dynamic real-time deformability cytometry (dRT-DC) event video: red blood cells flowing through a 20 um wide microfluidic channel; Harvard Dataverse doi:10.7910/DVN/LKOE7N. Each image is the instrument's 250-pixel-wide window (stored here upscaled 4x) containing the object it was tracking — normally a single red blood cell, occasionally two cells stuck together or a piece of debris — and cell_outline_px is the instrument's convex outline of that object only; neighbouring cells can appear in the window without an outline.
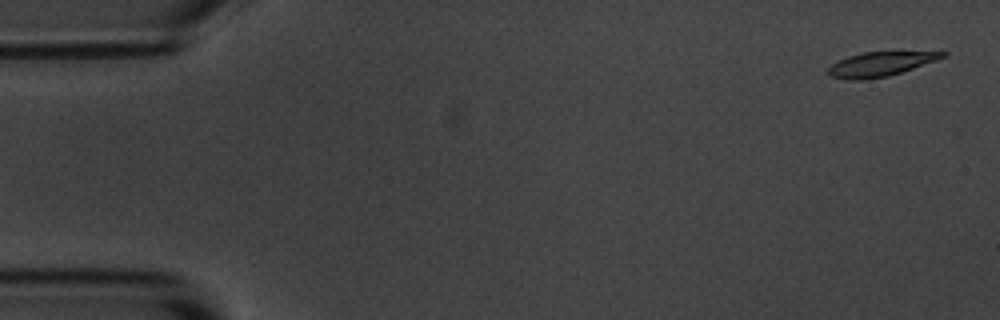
{"species": "common noctule bat (a hibernating species)", "species_latin": "Nyctalus noctula", "temperature_condition": "room temperature", "stored_images_in_passage": 5, "camera_frame_rate_fps": 3000, "um_per_image_px": 0.085, "animal": {"sex": "male", "body_mass_g": 20.1, "forearm_length_mm": 53.5}, "frame": {"image": 1, "passage_image": 1, "time_ms": 0.0, "image_size_px": [1000, 320], "cell_outline_px": [[948, 56], [888, 76], [860, 80], [848, 80], [832, 76], [828, 72], [828, 68], [836, 60], [848, 56], [864, 52], [948, 52]], "centroid_in_image_um": [74.8, 5.44], "position_along_channel_um": 10.2, "area_um2": 15.95}}
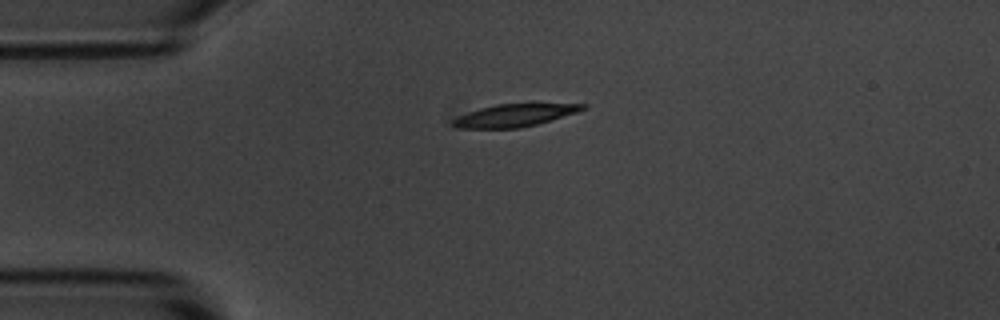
{"frame": {"image": 2, "passage_image": 4, "time_ms": 3.667, "image_size_px": [1000, 320], "cell_outline_px": [[588, 108], [576, 112], [536, 124], [520, 128], [460, 128], [452, 124], [452, 120], [468, 112], [480, 108], [496, 104], [588, 104]], "centroid_in_image_um": [43.74, 9.8], "position_along_channel_um": 41.3, "area_um2": 16.65}}